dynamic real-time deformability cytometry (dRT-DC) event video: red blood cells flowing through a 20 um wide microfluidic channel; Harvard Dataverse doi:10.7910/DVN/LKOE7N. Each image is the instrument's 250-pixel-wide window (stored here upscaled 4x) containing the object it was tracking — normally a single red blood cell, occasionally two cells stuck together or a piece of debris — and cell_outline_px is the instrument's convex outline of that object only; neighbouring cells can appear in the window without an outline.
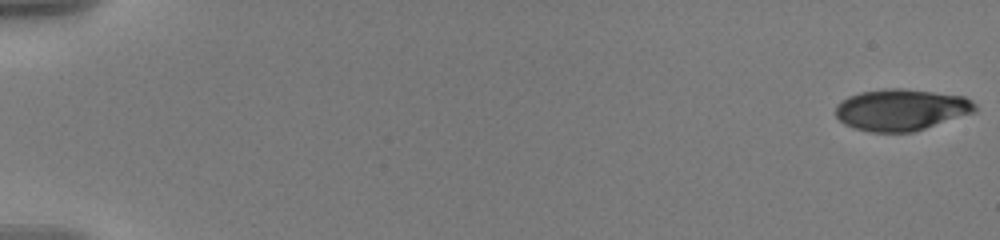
{"species": "human", "species_latin": "Homo sapiens", "temperature_condition": "warm", "stored_images_in_passage": 58, "camera_frame_rate_fps": 3000, "um_per_image_px": 0.085, "donor": {"sex": "male"}, "frame": {"image": 1, "passage_image": 1, "time_ms": 0.0, "image_size_px": [1000, 240], "cell_outline_px": [[976, 112], [912, 132], [868, 132], [844, 124], [836, 116], [836, 104], [840, 100], [848, 96], [860, 92], [884, 88], [904, 88], [964, 96], [972, 100], [976, 104]], "centroid_in_image_um": [76.59, 9.32], "position_along_channel_um": 8.4, "area_um2": 33.93}}
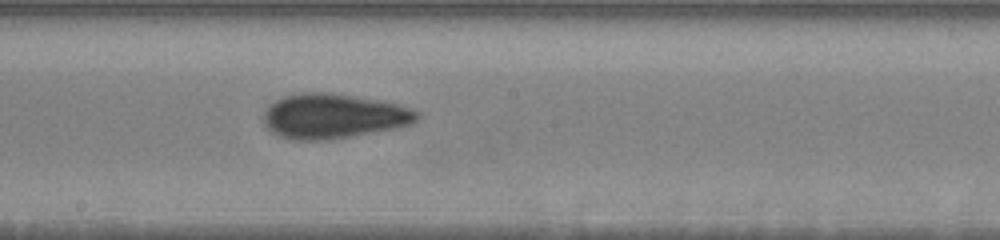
{"frame": {"image": 2, "passage_image": 34, "time_ms": 11.0, "image_size_px": [1000, 240], "cell_outline_px": [[420, 120], [412, 124], [396, 128], [328, 140], [292, 140], [280, 136], [272, 132], [264, 124], [264, 112], [268, 104], [284, 96], [300, 92], [328, 92], [384, 100], [412, 108], [420, 112]], "centroid_in_image_um": [28.38, 9.86], "position_along_channel_um": 219.8, "area_um2": 40.58}}
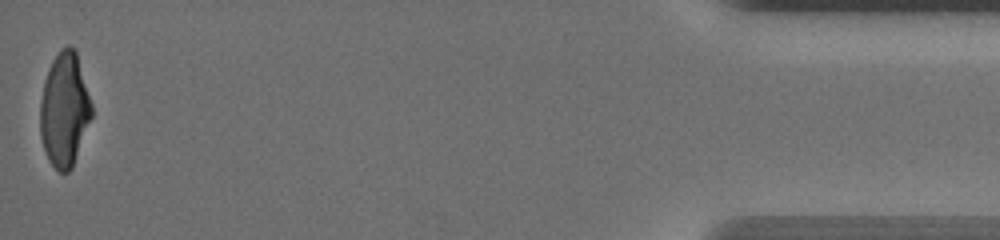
{"frame": {"image": 3, "passage_image": 58, "time_ms": 19.0, "image_size_px": [1000, 240], "cell_outline_px": [[92, 116], [72, 168], [68, 172], [60, 172], [48, 160], [40, 136], [40, 100], [44, 80], [48, 68], [52, 60], [60, 48], [68, 44], [76, 52], [92, 104]], "centroid_in_image_um": [5.46, 9.31], "position_along_channel_um": 429.7, "area_um2": 34.16}, "authors_computed_cell_mechanics": {"area_um2": 36.4429, "velocity_mm_per_s": 3.5847, "shape_relaxation_time_tau1_ms": 5.1479, "shape_relaxation_time_tau2_ms": 1.8524, "deformation_change_tau1": 0.182, "deformation_change_tau2": 0.0796}}